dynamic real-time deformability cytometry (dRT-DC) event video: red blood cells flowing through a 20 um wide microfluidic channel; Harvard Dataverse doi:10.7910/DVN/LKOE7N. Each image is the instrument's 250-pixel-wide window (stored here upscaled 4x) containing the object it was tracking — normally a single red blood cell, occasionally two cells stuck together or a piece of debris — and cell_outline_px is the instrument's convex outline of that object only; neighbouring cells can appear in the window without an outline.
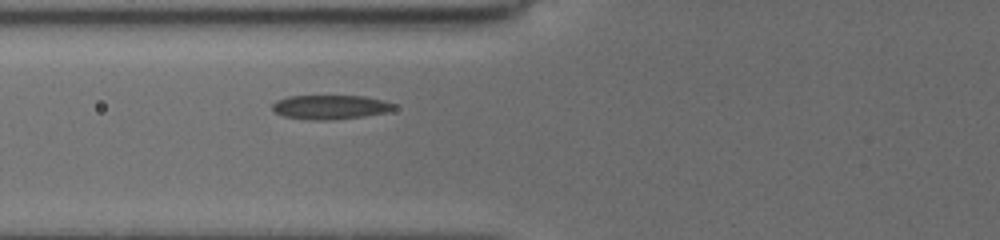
{"species": "common noctule bat (a hibernating species)", "species_latin": "Nyctalus noctula", "temperature_condition": "cold", "stored_images_in_passage": 4, "camera_frame_rate_fps": 3000, "um_per_image_px": 0.085, "animal": {"sex": "female", "body_mass_g": 19.5, "forearm_length_mm": 54.1}, "frame": {"image": 1, "passage_image": 4, "time_ms": 2.667, "image_size_px": [1000, 240], "cell_outline_px": [[396, 108], [384, 112], [364, 116], [332, 120], [312, 120], [284, 116], [276, 112], [272, 108], [272, 104], [276, 100], [288, 96], [364, 96], [384, 100], [396, 104]], "centroid_in_image_um": [28.08, 9.1], "position_along_channel_um": 97.7, "area_um2": 17.11}}